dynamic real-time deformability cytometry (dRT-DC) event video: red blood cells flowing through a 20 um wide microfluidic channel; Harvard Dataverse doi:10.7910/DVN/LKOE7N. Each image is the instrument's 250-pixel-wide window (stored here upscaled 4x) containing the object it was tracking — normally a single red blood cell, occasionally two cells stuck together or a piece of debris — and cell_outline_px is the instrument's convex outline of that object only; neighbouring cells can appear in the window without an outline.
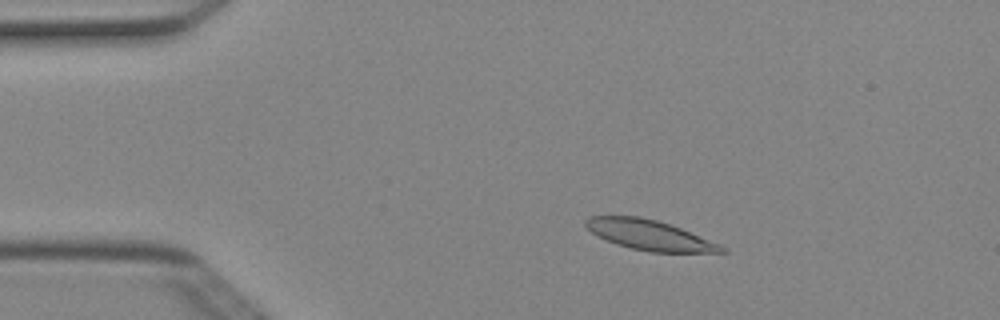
{"species": "Egyptian fruit bat (a non-hibernating species)", "species_latin": "Rousettus aegyptiacus", "temperature_condition": "cold", "stored_images_in_passage": 5, "camera_frame_rate_fps": 3000, "um_per_image_px": 0.085, "animal": {"sex": "female"}, "frame": {"image": 1, "passage_image": 2, "time_ms": 0.333, "image_size_px": [1000, 320], "cell_outline_px": [[728, 252], [648, 252], [616, 244], [592, 232], [584, 224], [584, 220], [588, 216], [640, 216], [672, 224], [720, 244], [728, 248]], "centroid_in_image_um": [55.24, 19.97], "position_along_channel_um": 29.8, "area_um2": 23.76}}
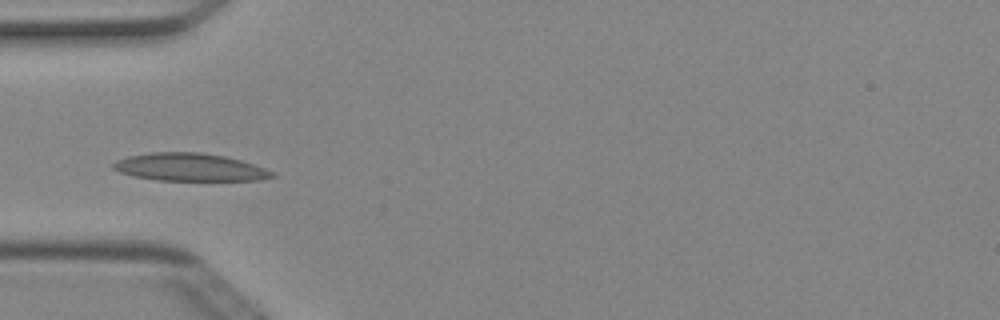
{"frame": {"image": 2, "passage_image": 4, "time_ms": 1.0, "image_size_px": [1000, 320], "cell_outline_px": [[276, 176], [260, 180], [156, 180], [136, 176], [120, 172], [112, 168], [112, 164], [116, 160], [128, 156], [148, 152], [204, 152], [224, 156], [240, 160], [276, 172]], "centroid_in_image_um": [16.13, 14.2], "position_along_channel_um": 68.9, "area_um2": 25.66}}
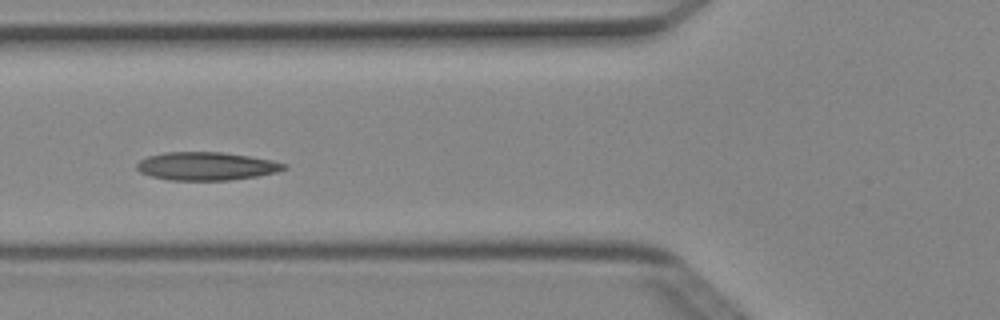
{"frame": {"image": 3, "passage_image": 5, "time_ms": 1.333, "image_size_px": [1000, 320], "cell_outline_px": [[288, 168], [276, 172], [256, 176], [228, 180], [168, 180], [152, 176], [140, 172], [136, 168], [136, 164], [140, 160], [148, 156], [164, 152], [224, 152], [272, 160], [288, 164]], "centroid_in_image_um": [17.54, 14.12], "position_along_channel_um": 108.3, "area_um2": 24.16}}